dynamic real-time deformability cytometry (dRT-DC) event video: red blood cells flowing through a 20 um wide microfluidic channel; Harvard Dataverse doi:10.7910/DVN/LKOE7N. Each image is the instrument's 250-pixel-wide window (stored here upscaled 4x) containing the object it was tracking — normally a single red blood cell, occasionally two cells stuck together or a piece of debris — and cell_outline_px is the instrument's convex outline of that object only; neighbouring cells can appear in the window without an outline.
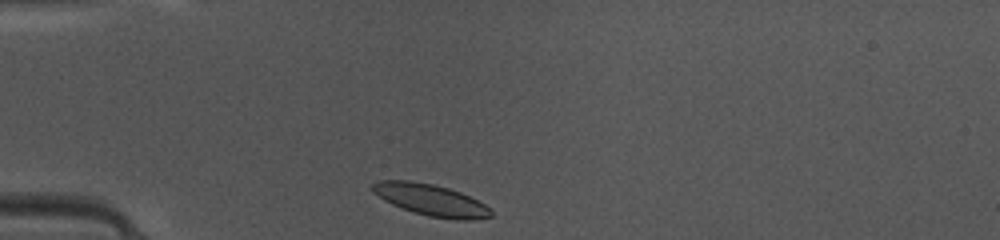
{"species": "common noctule bat (a hibernating species)", "species_latin": "Nyctalus noctula", "temperature_condition": "warm", "stored_images_in_passage": 36, "camera_frame_rate_fps": 3000, "um_per_image_px": 0.085, "animal": {"sex": "female", "body_mass_g": 10.0, "forearm_length_mm": 53.1}, "frame": {"image": 1, "passage_image": 1, "time_ms": 0.0, "image_size_px": [1000, 240], "cell_outline_px": [[492, 216], [472, 220], [456, 220], [428, 216], [392, 204], [384, 200], [372, 192], [372, 184], [380, 180], [408, 180], [432, 184], [448, 188], [460, 192], [484, 204], [492, 212]], "centroid_in_image_um": [36.61, 16.99], "position_along_channel_um": 48.4, "area_um2": 21.5}}
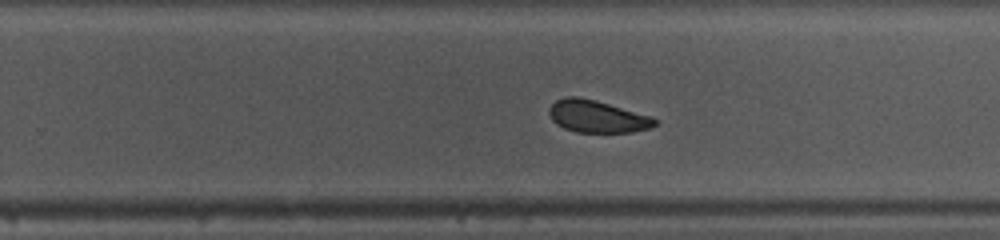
{"frame": {"image": 2, "passage_image": 19, "time_ms": 6.0, "image_size_px": [1000, 240], "cell_outline_px": [[656, 124], [652, 128], [632, 132], [576, 132], [564, 128], [556, 124], [552, 120], [548, 112], [552, 104], [556, 100], [568, 96], [576, 96], [596, 100], [652, 116], [656, 120]], "centroid_in_image_um": [50.76, 9.9], "position_along_channel_um": 279.0, "area_um2": 19.88}}
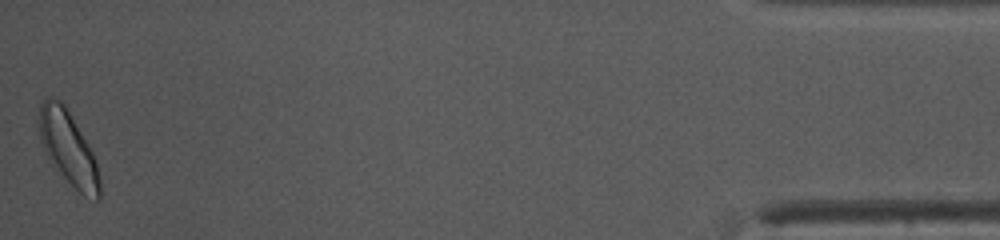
{"frame": {"image": 3, "passage_image": 36, "time_ms": 11.667, "image_size_px": [1000, 240], "cell_outline_px": [[100, 200], [96, 200], [84, 196], [60, 172], [48, 156], [40, 140], [36, 124], [36, 120], [40, 100], [48, 96], [52, 96], [60, 100], [64, 104], [88, 144], [96, 160], [100, 180]], "centroid_in_image_um": [5.76, 12.5], "position_along_channel_um": 429.4, "area_um2": 26.01}, "authors_computed_cell_mechanics": {"area_um2": 21.3571, "velocity_mm_per_s": 4.1271, "shape_relaxation_time_tau1_ms": 2.5715, "shape_relaxation_time_tau2_ms": 2.6208, "deformation_change_tau1": 0.0974, "deformation_change_tau2": 0.086}}